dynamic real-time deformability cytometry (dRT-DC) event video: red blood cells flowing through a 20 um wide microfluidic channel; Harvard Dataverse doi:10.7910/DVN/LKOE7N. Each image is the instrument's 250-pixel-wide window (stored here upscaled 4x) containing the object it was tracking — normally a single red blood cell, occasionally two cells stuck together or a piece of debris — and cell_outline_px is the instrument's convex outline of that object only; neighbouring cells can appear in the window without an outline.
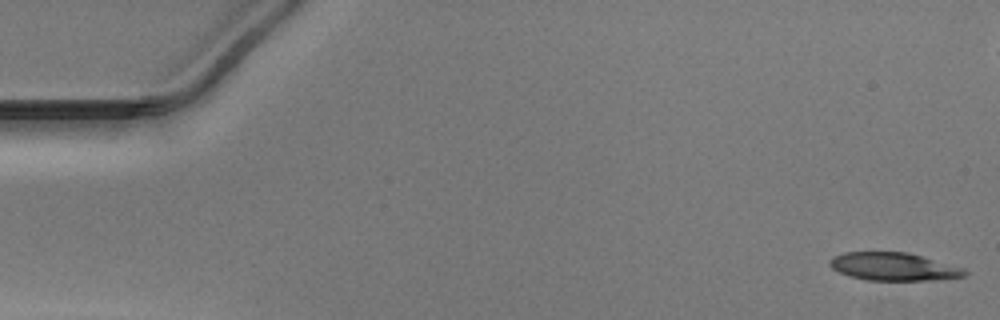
{"species": "Egyptian fruit bat (a non-hibernating species)", "species_latin": "Rousettus aegyptiacus", "temperature_condition": "warm", "stored_images_in_passage": 51, "camera_frame_rate_fps": 3000, "um_per_image_px": 0.085, "animal": {"sex": "male"}, "frame": {"image": 1, "passage_image": 1, "time_ms": 0.0, "image_size_px": [1000, 320], "cell_outline_px": [[968, 272], [964, 276], [936, 280], [864, 280], [840, 272], [832, 268], [828, 264], [828, 260], [832, 256], [844, 252], [908, 252], [964, 268]], "centroid_in_image_um": [75.93, 22.66], "position_along_channel_um": 9.1, "area_um2": 21.96}}
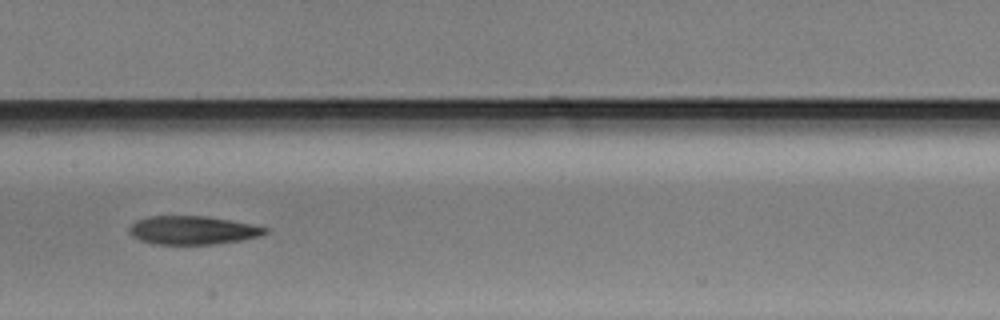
{"frame": {"image": 2, "passage_image": 25, "time_ms": 8.0, "image_size_px": [1000, 320], "cell_outline_px": [[268, 232], [260, 236], [240, 240], [212, 244], [152, 244], [140, 240], [132, 236], [128, 232], [128, 228], [136, 220], [152, 216], [208, 216], [252, 224], [268, 228]], "centroid_in_image_um": [16.36, 19.56], "position_along_channel_um": 191.0, "area_um2": 22.54}}
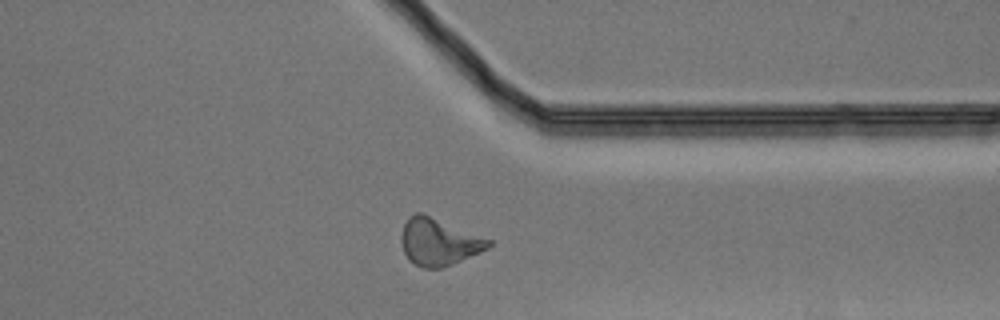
{"frame": {"image": 3, "passage_image": 39, "time_ms": 12.667, "image_size_px": [1000, 320], "cell_outline_px": [[492, 244], [488, 248], [480, 252], [452, 264], [440, 268], [424, 268], [408, 260], [404, 252], [400, 240], [400, 236], [404, 224], [408, 216], [416, 212], [420, 212], [492, 240]], "centroid_in_image_um": [37.26, 20.56], "position_along_channel_um": 374.1, "area_um2": 23.76}}